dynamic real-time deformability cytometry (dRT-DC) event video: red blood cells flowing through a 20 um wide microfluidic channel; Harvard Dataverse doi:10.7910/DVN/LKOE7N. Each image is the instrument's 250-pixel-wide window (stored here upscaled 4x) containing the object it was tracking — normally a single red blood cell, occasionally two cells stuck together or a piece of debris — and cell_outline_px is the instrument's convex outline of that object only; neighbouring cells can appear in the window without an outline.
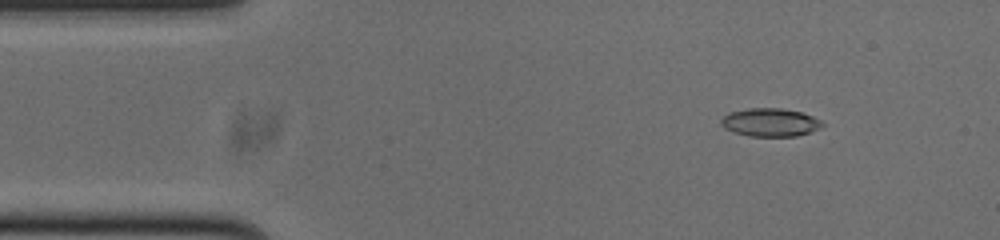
{"species": "common noctule bat (a hibernating species)", "species_latin": "Nyctalus noctula", "temperature_condition": "cold", "stored_images_in_passage": 53, "camera_frame_rate_fps": 3000, "um_per_image_px": 0.085, "animal": {"sex": "male", "body_mass_g": 20.0, "forearm_length_mm": 53.3}, "frame": {"image": 1, "passage_image": 6, "time_ms": 1.667, "image_size_px": [1000, 240], "cell_outline_px": [[824, 124], [820, 128], [796, 136], [748, 136], [724, 128], [720, 124], [720, 120], [728, 112], [748, 108], [780, 108], [804, 112], [820, 120]], "centroid_in_image_um": [65.45, 10.39], "position_along_channel_um": 19.6, "area_um2": 16.65}}
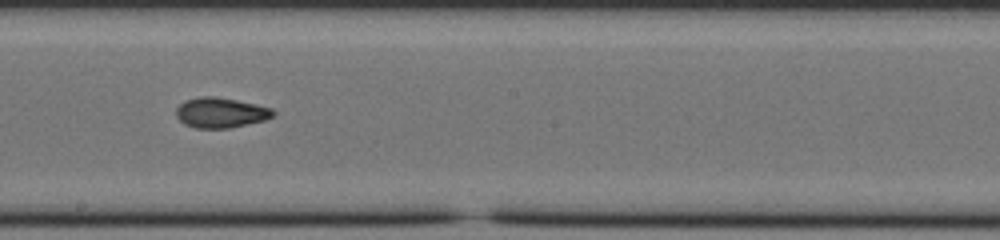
{"frame": {"image": 2, "passage_image": 28, "time_ms": 9.0, "image_size_px": [1000, 240], "cell_outline_px": [[276, 112], [272, 116], [264, 120], [228, 128], [196, 128], [184, 124], [176, 116], [176, 108], [184, 100], [200, 96], [216, 96], [256, 104], [272, 108]], "centroid_in_image_um": [18.73, 9.56], "position_along_channel_um": 229.5, "area_um2": 17.05}}
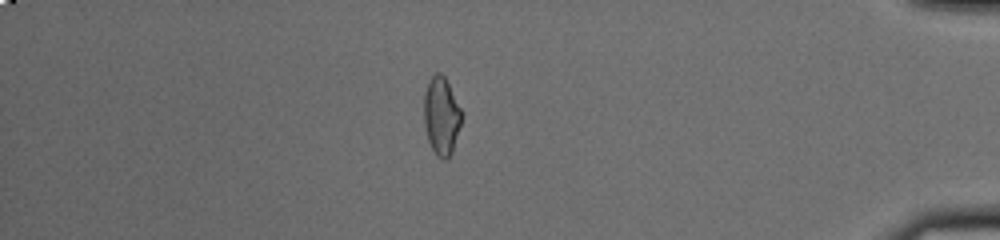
{"frame": {"image": 3, "passage_image": 45, "time_ms": 14.667, "image_size_px": [1000, 240], "cell_outline_px": [[460, 124], [452, 152], [444, 160], [436, 156], [428, 140], [424, 124], [424, 96], [428, 80], [436, 72], [440, 72], [444, 76], [460, 108]], "centroid_in_image_um": [37.48, 9.85], "position_along_channel_um": 397.7, "area_um2": 16.7}, "authors_computed_cell_mechanics": {"area_um2": 16.8776, "velocity_mm_per_s": 3.7888, "shape_relaxation_time_tau1_ms": 5.096, "shape_relaxation_time_tau2_ms": 3.0834, "deformation_change_tau1": 0.148, "deformation_change_tau2": 0.0908}}